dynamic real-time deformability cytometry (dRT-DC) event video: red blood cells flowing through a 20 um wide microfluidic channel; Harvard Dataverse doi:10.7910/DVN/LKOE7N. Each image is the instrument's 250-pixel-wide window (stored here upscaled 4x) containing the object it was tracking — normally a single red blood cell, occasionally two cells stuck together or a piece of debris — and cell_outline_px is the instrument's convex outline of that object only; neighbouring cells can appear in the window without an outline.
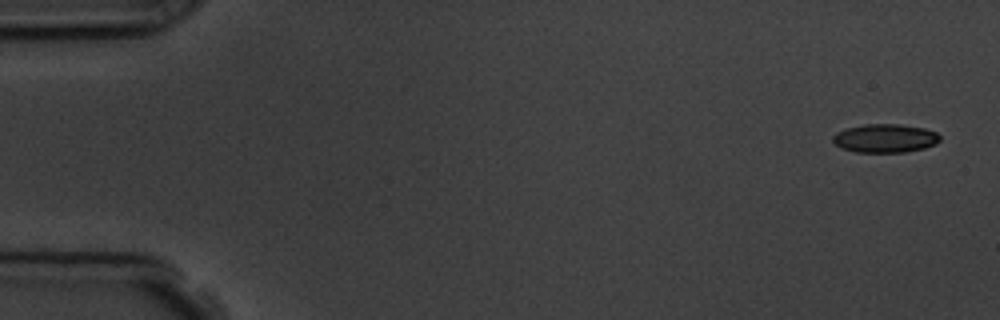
{"species": "common noctule bat (a hibernating species)", "species_latin": "Nyctalus noctula", "temperature_condition": "room temperature", "stored_images_in_passage": 3, "camera_frame_rate_fps": 3000, "um_per_image_px": 0.085, "animal": {"sex": "male", "body_mass_g": 19.5, "forearm_length_mm": 54.6}, "frame": {"image": 1, "passage_image": 1, "time_ms": 0.0, "image_size_px": [1000, 320], "cell_outline_px": [[940, 140], [936, 144], [924, 148], [904, 152], [856, 152], [840, 148], [832, 140], [832, 136], [836, 132], [848, 128], [864, 124], [900, 124], [924, 128], [936, 132], [940, 136]], "centroid_in_image_um": [75.23, 11.75], "position_along_channel_um": 9.8, "area_um2": 17.86}}